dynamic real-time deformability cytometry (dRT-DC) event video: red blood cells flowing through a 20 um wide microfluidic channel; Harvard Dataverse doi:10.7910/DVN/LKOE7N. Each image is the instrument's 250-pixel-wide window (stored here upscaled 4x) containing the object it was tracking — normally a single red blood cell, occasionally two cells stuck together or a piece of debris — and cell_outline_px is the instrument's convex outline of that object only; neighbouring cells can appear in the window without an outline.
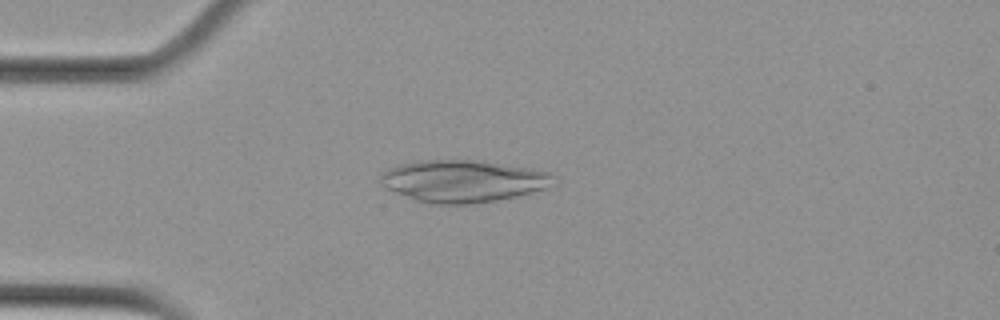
{"species": "Egyptian fruit bat (a non-hibernating species)", "species_latin": "Rousettus aegyptiacus", "temperature_condition": "cold", "stored_images_in_passage": 5, "camera_frame_rate_fps": 3000, "um_per_image_px": 0.085, "animal": {"sex": "female"}, "frame": {"image": 1, "passage_image": 3, "time_ms": 0.667, "image_size_px": [1000, 320], "cell_outline_px": [[556, 184], [532, 192], [516, 196], [496, 200], [472, 204], [432, 204], [416, 200], [384, 188], [380, 176], [380, 172], [388, 168], [400, 164], [420, 160], [484, 160], [532, 168], [548, 172], [556, 176]], "centroid_in_image_um": [39.38, 15.38], "position_along_channel_um": 45.6, "area_um2": 42.89}}
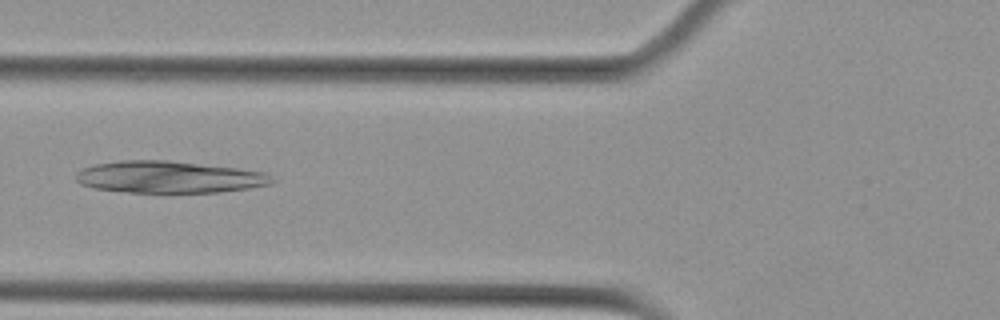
{"frame": {"image": 2, "passage_image": 5, "time_ms": 1.333, "image_size_px": [1000, 320], "cell_outline_px": [[276, 180], [272, 184], [248, 188], [220, 192], [128, 192], [92, 188], [80, 184], [76, 180], [76, 172], [80, 168], [92, 164], [120, 160], [168, 160], [236, 168], [264, 172], [272, 176]], "centroid_in_image_um": [14.32, 15.04], "position_along_channel_um": 111.5, "area_um2": 36.65}}